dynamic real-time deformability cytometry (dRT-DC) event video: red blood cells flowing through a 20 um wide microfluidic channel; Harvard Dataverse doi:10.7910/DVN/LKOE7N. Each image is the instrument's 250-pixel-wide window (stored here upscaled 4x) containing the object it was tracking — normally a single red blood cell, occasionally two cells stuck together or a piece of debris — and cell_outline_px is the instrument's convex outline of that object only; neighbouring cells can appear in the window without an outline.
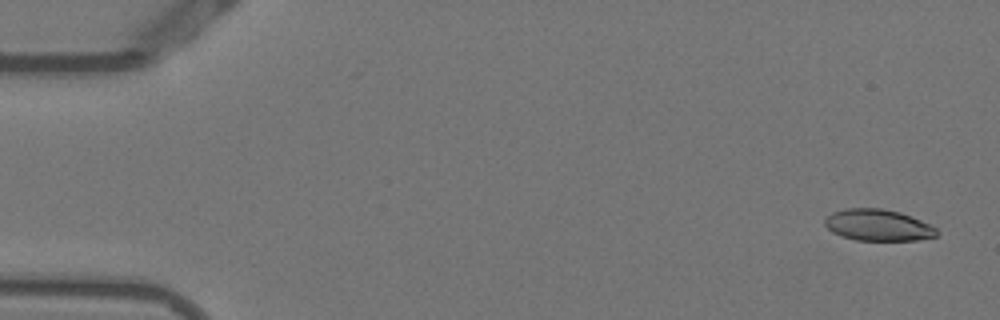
{"species": "Egyptian fruit bat (a non-hibernating species)", "species_latin": "Rousettus aegyptiacus", "temperature_condition": "warm", "stored_images_in_passage": 53, "camera_frame_rate_fps": 3000, "um_per_image_px": 0.085, "animal": {"sex": "female"}, "frame": {"image": 1, "passage_image": 2, "time_ms": 0.333, "image_size_px": [1000, 320], "cell_outline_px": [[940, 232], [936, 236], [916, 240], [856, 240], [840, 236], [832, 232], [824, 224], [824, 220], [832, 212], [848, 208], [880, 208], [900, 212], [920, 220], [936, 228]], "centroid_in_image_um": [74.62, 19.14], "position_along_channel_um": 10.4, "area_um2": 20.46}}
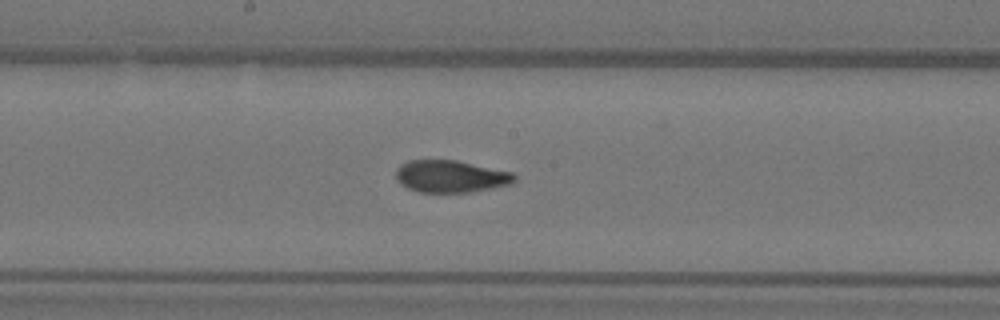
{"frame": {"image": 2, "passage_image": 28, "time_ms": 9.0, "image_size_px": [1000, 320], "cell_outline_px": [[516, 180], [512, 184], [472, 192], [420, 192], [408, 188], [400, 184], [396, 180], [396, 168], [400, 164], [408, 160], [456, 160], [512, 172], [516, 176]], "centroid_in_image_um": [38.3, 14.99], "position_along_channel_um": 209.9, "area_um2": 22.37}}
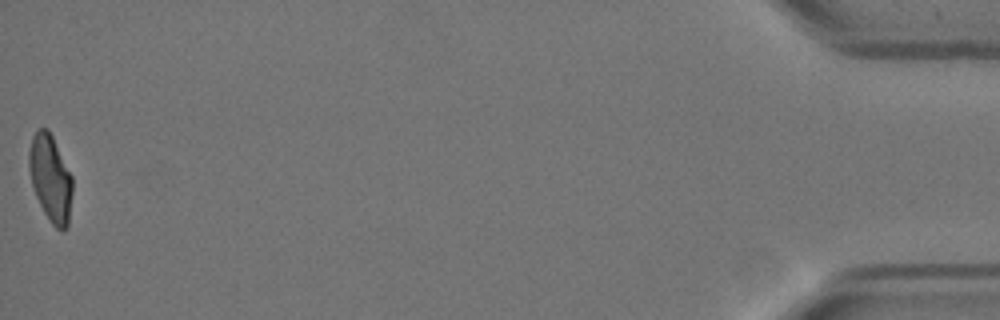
{"frame": {"image": 3, "passage_image": 53, "time_ms": 17.333, "image_size_px": [1000, 320], "cell_outline_px": [[72, 192], [68, 228], [64, 232], [60, 232], [52, 224], [44, 212], [36, 196], [32, 184], [28, 168], [28, 152], [32, 136], [36, 128], [48, 128], [72, 176]], "centroid_in_image_um": [4.28, 15.16], "position_along_channel_um": 430.9, "area_um2": 22.14}, "authors_computed_cell_mechanics": {"area_um2": 22.3686, "velocity_mm_per_s": 3.815, "shape_relaxation_time_tau1_ms": null, "shape_relaxation_time_tau2_ms": 1.4446, "deformation_change_tau1": null, "deformation_change_tau2": 0.0752}}